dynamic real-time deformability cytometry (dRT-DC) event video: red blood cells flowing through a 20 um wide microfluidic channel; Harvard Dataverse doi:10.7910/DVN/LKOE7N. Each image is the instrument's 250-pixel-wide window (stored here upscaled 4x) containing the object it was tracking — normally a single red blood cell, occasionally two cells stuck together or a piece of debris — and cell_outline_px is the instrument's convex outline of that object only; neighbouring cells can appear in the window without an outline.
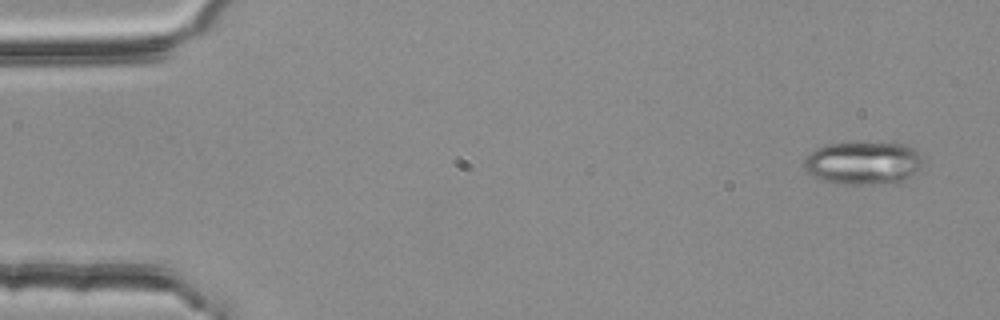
{"species": "common noctule bat (a hibernating species)", "species_latin": "Nyctalus noctula", "temperature_condition": "room temperature", "stored_images_in_passage": 4, "camera_frame_rate_fps": 3000, "um_per_image_px": 0.085, "animal": {"sex": "female", "body_mass_g": 25.1}, "frame": {"image": 1, "passage_image": 1, "time_ms": 0.0, "image_size_px": [1000, 320], "cell_outline_px": [[924, 160], [920, 168], [900, 184], [844, 184], [828, 180], [816, 176], [808, 172], [804, 168], [804, 160], [816, 148], [824, 144], [856, 140], [908, 144]], "centroid_in_image_um": [73.42, 13.81], "position_along_channel_um": 11.6, "area_um2": 30.52}}